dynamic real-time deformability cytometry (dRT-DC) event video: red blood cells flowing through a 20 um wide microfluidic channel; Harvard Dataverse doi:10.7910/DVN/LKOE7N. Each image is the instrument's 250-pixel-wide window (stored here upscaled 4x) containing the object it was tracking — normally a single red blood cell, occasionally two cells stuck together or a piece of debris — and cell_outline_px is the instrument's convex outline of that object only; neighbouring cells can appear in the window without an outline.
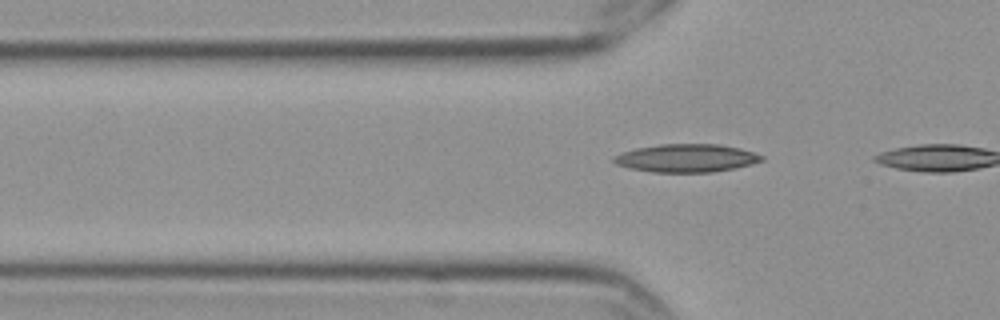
{"species": "Egyptian fruit bat (a non-hibernating species)", "species_latin": "Rousettus aegyptiacus", "temperature_condition": "cold", "stored_images_in_passage": 7, "camera_frame_rate_fps": 3000, "um_per_image_px": 0.085, "frame": {"image": 1, "passage_image": 7, "time_ms": 2.0, "image_size_px": [1000, 320], "cell_outline_px": [[764, 160], [752, 164], [736, 168], [712, 172], [652, 172], [632, 168], [616, 164], [612, 160], [612, 156], [636, 148], [660, 144], [720, 144], [740, 148], [764, 156]], "centroid_in_image_um": [58.37, 13.43], "position_along_channel_um": 67.4, "area_um2": 24.16}}